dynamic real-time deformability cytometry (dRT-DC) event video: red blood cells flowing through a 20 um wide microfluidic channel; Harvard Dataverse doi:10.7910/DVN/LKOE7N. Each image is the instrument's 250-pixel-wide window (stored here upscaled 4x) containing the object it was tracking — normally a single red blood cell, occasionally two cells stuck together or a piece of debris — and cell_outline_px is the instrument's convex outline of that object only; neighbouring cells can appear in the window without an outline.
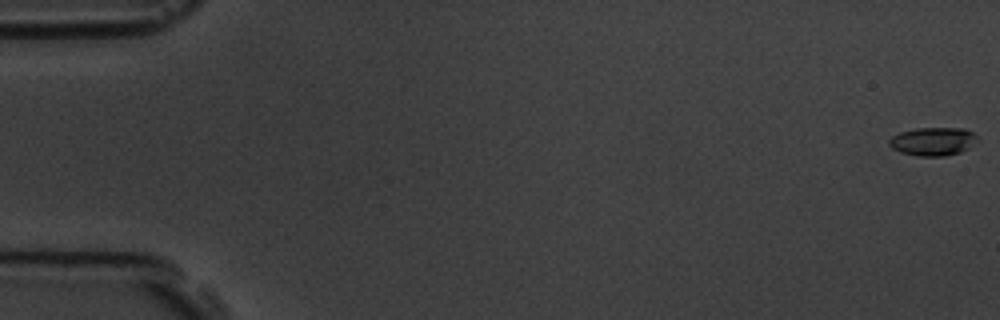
{"species": "common noctule bat (a hibernating species)", "species_latin": "Nyctalus noctula", "temperature_condition": "room temperature", "stored_images_in_passage": 59, "camera_frame_rate_fps": 3000, "um_per_image_px": 0.085, "animal": {"sex": "male", "body_mass_g": 19.5, "forearm_length_mm": 54.6}, "frame": {"image": 1, "passage_image": 1, "time_ms": 0.0, "image_size_px": [1000, 320], "cell_outline_px": [[980, 140], [968, 148], [960, 152], [944, 156], [916, 156], [900, 152], [892, 148], [888, 144], [888, 140], [892, 136], [900, 132], [916, 128], [964, 128], [972, 132]], "centroid_in_image_um": [79.3, 12.02], "position_along_channel_um": 5.7, "area_um2": 14.68}}
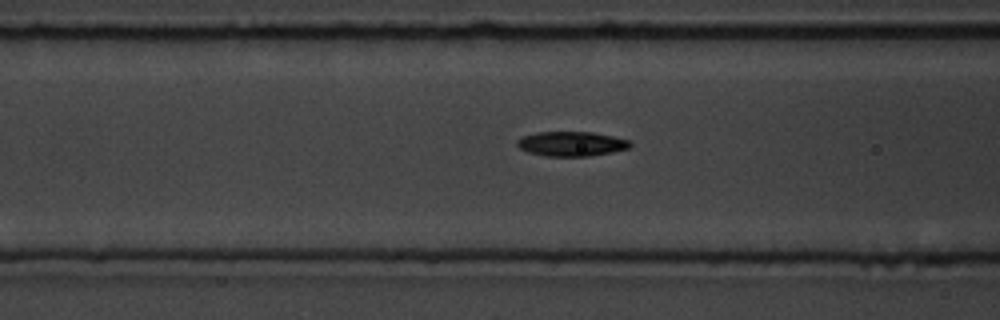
{"frame": {"image": 2, "passage_image": 24, "time_ms": 7.667, "image_size_px": [1000, 320], "cell_outline_px": [[632, 144], [628, 148], [612, 152], [588, 156], [544, 156], [528, 152], [520, 148], [516, 144], [516, 140], [524, 136], [536, 132], [592, 132], [612, 136], [628, 140]], "centroid_in_image_um": [48.54, 12.22], "position_along_channel_um": 118.1, "area_um2": 16.13}}
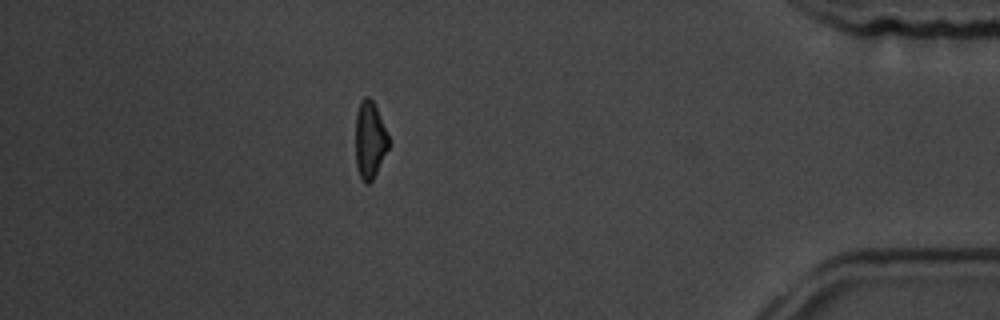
{"frame": {"image": 3, "passage_image": 52, "time_ms": 17.0, "image_size_px": [1000, 320], "cell_outline_px": [[388, 148], [372, 180], [368, 184], [364, 184], [356, 168], [356, 112], [360, 100], [364, 96], [368, 96], [372, 100], [376, 108], [388, 136]], "centroid_in_image_um": [31.4, 11.89], "position_along_channel_um": 403.8, "area_um2": 14.62}, "authors_computed_cell_mechanics": {"area_um2": 15.3748, "velocity_mm_per_s": 3.5493, "shape_relaxation_time_tau1_ms": 3.0789, "shape_relaxation_time_tau2_ms": 4.9166, "deformation_change_tau1": 0.1167, "deformation_change_tau2": 0.1204}}